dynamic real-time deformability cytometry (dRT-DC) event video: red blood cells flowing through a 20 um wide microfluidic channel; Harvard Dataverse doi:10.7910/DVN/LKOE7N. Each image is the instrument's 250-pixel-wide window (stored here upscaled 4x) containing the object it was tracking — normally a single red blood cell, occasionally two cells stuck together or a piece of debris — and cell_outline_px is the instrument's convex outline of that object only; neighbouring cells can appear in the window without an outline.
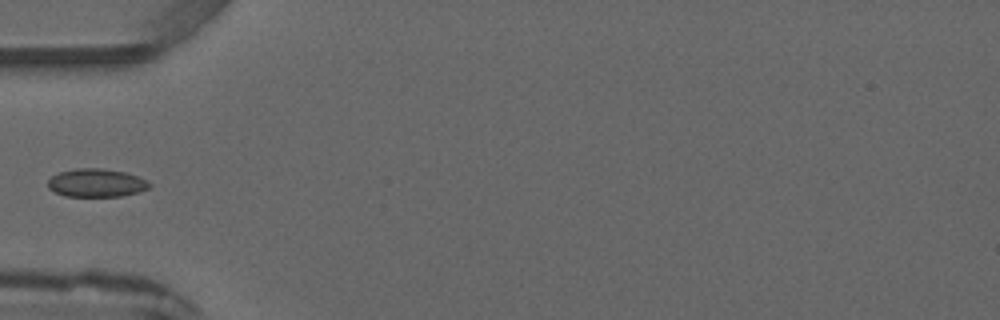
{"species": "common noctule bat (a hibernating species)", "species_latin": "Nyctalus noctula", "temperature_condition": "warm", "stored_images_in_passage": 4, "camera_frame_rate_fps": 3000, "um_per_image_px": 0.085, "animal": {"sex": "male", "forearm_length_mm": 52.5}, "frame": {"image": 1, "passage_image": 4, "time_ms": 3.333, "image_size_px": [1000, 320], "cell_outline_px": [[152, 184], [148, 188], [124, 196], [64, 196], [48, 188], [48, 180], [52, 176], [60, 172], [76, 168], [100, 168], [124, 172], [148, 180]], "centroid_in_image_um": [8.19, 15.54], "position_along_channel_um": 76.8, "area_um2": 16.59}}